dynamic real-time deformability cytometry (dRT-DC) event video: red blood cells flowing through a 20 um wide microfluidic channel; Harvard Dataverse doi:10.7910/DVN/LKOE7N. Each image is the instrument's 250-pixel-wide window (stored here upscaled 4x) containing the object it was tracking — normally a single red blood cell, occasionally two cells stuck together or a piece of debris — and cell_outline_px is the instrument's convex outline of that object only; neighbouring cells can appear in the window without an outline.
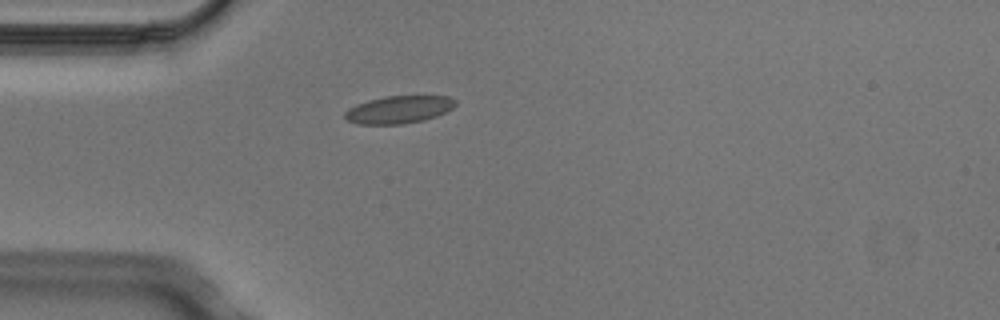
{"species": "Egyptian fruit bat (a non-hibernating species)", "species_latin": "Rousettus aegyptiacus", "temperature_condition": "cold", "stored_images_in_passage": 1, "camera_frame_rate_fps": 3000, "um_per_image_px": 0.085, "animal": {"sex": "male"}, "frame": {"image": 1, "passage_image": 1, "time_ms": 0.0, "image_size_px": [1000, 320], "cell_outline_px": [[456, 104], [452, 108], [436, 116], [424, 120], [400, 124], [356, 124], [348, 120], [344, 116], [344, 112], [348, 108], [356, 104], [368, 100], [384, 96], [448, 96], [456, 100]], "centroid_in_image_um": [33.87, 9.31], "position_along_channel_um": 51.1, "area_um2": 17.74}}